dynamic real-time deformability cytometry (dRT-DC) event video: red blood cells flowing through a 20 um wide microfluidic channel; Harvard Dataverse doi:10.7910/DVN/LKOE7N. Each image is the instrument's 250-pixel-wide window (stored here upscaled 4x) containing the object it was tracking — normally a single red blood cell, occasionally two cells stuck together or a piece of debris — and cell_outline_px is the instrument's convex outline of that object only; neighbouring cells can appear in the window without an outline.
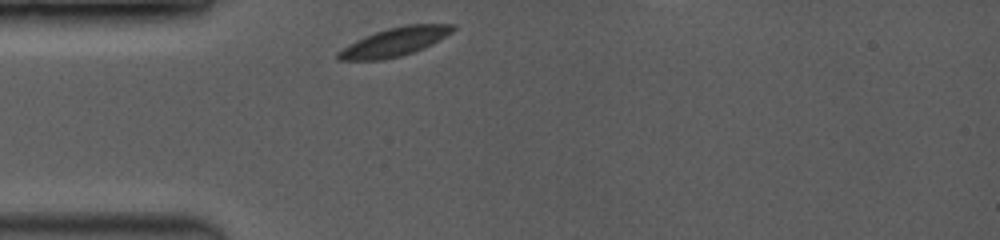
{"species": "common noctule bat (a hibernating species)", "species_latin": "Nyctalus noctula", "temperature_condition": "room temperature", "stored_images_in_passage": 7, "camera_frame_rate_fps": 3500, "um_per_image_px": 0.085, "animal": {"sex": "female", "body_mass_g": 19.0, "forearm_length_mm": 53.3}, "frame": {"image": 1, "passage_image": 1, "time_ms": 0.0, "image_size_px": [1000, 240], "cell_outline_px": [[456, 28], [452, 32], [432, 44], [424, 48], [400, 56], [380, 60], [336, 60], [336, 52], [356, 40], [364, 36], [388, 28], [408, 24], [456, 24]], "centroid_in_image_um": [33.54, 3.56], "position_along_channel_um": 51.5, "area_um2": 19.02}}
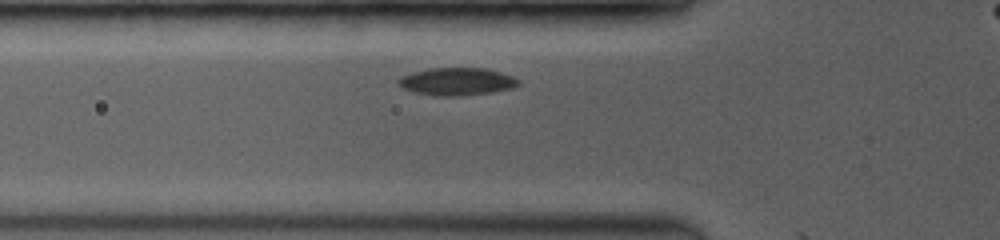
{"frame": {"image": 2, "passage_image": 5, "time_ms": 1.143, "image_size_px": [1000, 240], "cell_outline_px": [[520, 84], [512, 88], [492, 92], [452, 96], [432, 96], [416, 92], [404, 88], [396, 80], [400, 76], [412, 72], [432, 68], [484, 68], [500, 72], [512, 76], [520, 80]], "centroid_in_image_um": [38.83, 6.92], "position_along_channel_um": 87.0, "area_um2": 19.19}}